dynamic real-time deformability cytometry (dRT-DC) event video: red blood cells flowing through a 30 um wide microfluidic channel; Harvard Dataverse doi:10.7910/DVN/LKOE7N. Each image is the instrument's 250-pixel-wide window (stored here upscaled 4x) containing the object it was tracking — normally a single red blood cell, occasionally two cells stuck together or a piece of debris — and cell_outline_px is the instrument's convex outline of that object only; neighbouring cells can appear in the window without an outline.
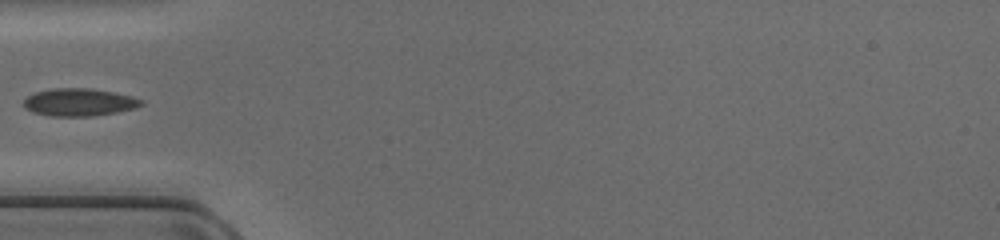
{"species": "common noctule bat (a hibernating species)", "species_latin": "Nyctalus noctula", "temperature_condition": "cold", "stored_images_in_passage": 32, "camera_frame_rate_fps": 3000, "um_per_image_px": 0.085, "animal": {"sex": "female", "body_mass_g": 17.0, "forearm_length_mm": 48.0}, "frame": {"image": 1, "passage_image": 1, "time_ms": 0.0, "image_size_px": [1000, 240], "cell_outline_px": [[144, 104], [136, 108], [116, 112], [92, 116], [48, 116], [32, 112], [24, 108], [20, 104], [28, 96], [36, 92], [48, 88], [92, 88], [116, 92], [132, 96], [144, 100]], "centroid_in_image_um": [6.72, 8.68], "position_along_channel_um": 78.3, "area_um2": 19.31}}
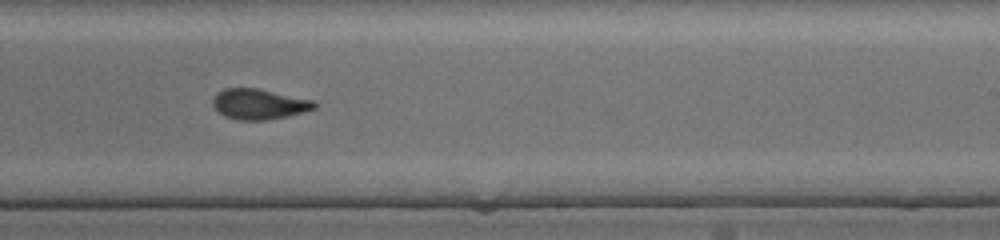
{"frame": {"image": 2, "passage_image": 14, "time_ms": 4.333, "image_size_px": [1000, 240], "cell_outline_px": [[316, 108], [304, 112], [288, 116], [264, 120], [236, 120], [224, 116], [212, 104], [212, 100], [216, 92], [224, 88], [260, 88], [316, 100]], "centroid_in_image_um": [22.04, 8.83], "position_along_channel_um": 267.0, "area_um2": 18.32}}
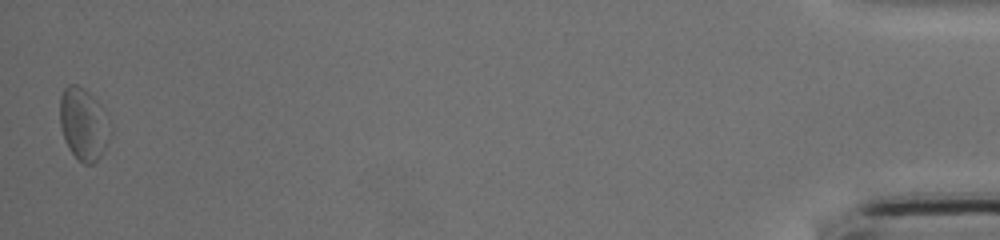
{"frame": {"image": 3, "passage_image": 32, "time_ms": 10.333, "image_size_px": [1000, 240], "cell_outline_px": [[112, 136], [100, 156], [92, 164], [84, 164], [68, 148], [64, 140], [60, 124], [60, 96], [64, 88], [68, 84], [76, 84], [84, 88], [92, 96], [112, 120]], "centroid_in_image_um": [7.13, 10.53], "position_along_channel_um": 428.1, "area_um2": 21.5}}